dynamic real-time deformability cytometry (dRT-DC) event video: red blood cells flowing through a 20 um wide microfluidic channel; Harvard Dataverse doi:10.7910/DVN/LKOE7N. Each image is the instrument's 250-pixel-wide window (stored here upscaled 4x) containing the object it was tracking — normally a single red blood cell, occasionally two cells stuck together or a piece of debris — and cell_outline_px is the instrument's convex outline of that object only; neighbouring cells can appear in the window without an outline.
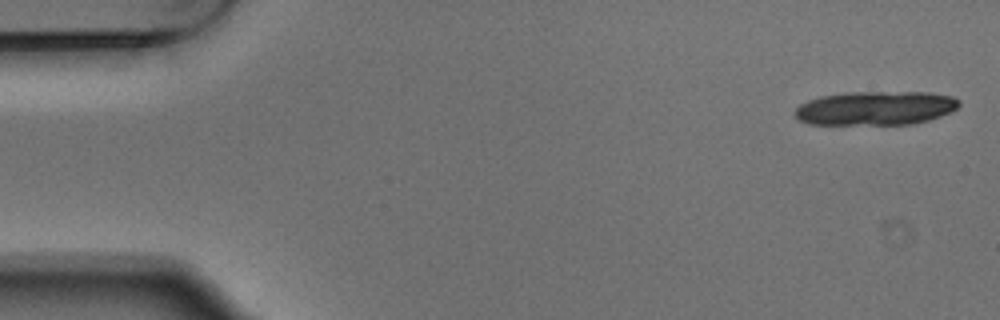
{"species": "Egyptian fruit bat (a non-hibernating species)", "species_latin": "Rousettus aegyptiacus", "temperature_condition": "warm", "stored_images_in_passage": 6, "camera_frame_rate_fps": 3000, "um_per_image_px": 0.085, "animal": {"sex": "male"}, "frame": {"image": 1, "passage_image": 1, "time_ms": 0.0, "image_size_px": [1000, 320], "cell_outline_px": [[960, 104], [956, 108], [940, 116], [928, 120], [912, 124], [808, 124], [800, 120], [796, 116], [796, 108], [800, 104], [808, 100], [820, 96], [844, 92], [928, 92], [952, 96], [960, 100]], "centroid_in_image_um": [74.42, 9.18], "position_along_channel_um": 10.6, "area_um2": 32.43}}
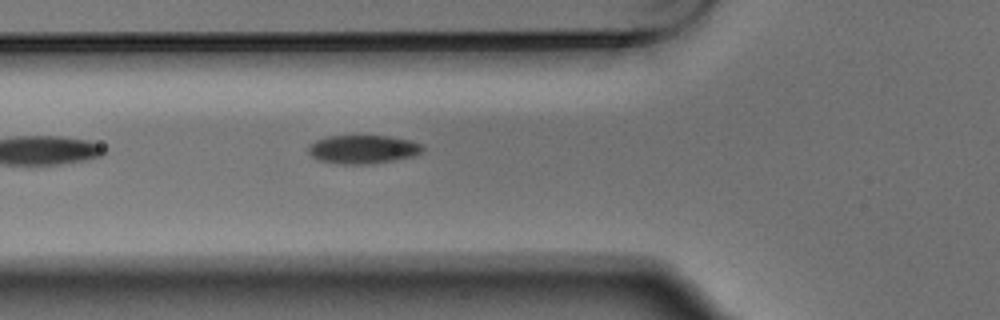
{"frame": {"image": 2, "passage_image": 6, "time_ms": 1.667, "image_size_px": [1000, 320], "cell_outline_px": [[424, 152], [416, 156], [396, 160], [372, 164], [340, 164], [316, 160], [308, 152], [308, 144], [316, 140], [328, 136], [388, 136], [412, 140], [424, 144]], "centroid_in_image_um": [30.9, 12.7], "position_along_channel_um": 94.9, "area_um2": 19.48}}